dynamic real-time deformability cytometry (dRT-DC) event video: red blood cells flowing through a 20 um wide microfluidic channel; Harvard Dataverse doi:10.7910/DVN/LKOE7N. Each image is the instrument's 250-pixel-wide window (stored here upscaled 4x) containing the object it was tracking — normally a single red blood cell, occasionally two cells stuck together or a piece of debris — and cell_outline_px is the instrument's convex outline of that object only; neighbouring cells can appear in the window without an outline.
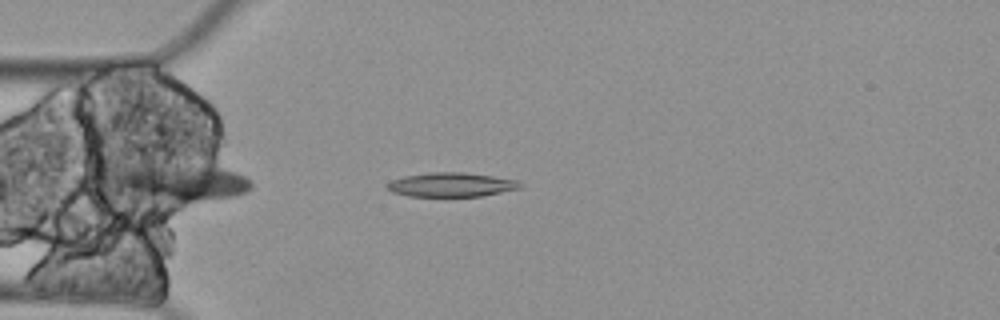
{"species": "Egyptian fruit bat (a non-hibernating species)", "species_latin": "Rousettus aegyptiacus", "temperature_condition": "cold", "stored_images_in_passage": 2, "camera_frame_rate_fps": 3000, "um_per_image_px": 0.085, "animal": {"sex": "female"}, "frame": {"image": 1, "passage_image": 2, "time_ms": 0.333, "image_size_px": [1000, 320], "cell_outline_px": [[524, 184], [520, 188], [480, 196], [408, 196], [392, 192], [388, 188], [388, 184], [392, 180], [404, 176], [428, 172], [464, 172], [492, 176], [516, 180]], "centroid_in_image_um": [38.36, 15.69], "position_along_channel_um": 46.6, "area_um2": 18.55}}